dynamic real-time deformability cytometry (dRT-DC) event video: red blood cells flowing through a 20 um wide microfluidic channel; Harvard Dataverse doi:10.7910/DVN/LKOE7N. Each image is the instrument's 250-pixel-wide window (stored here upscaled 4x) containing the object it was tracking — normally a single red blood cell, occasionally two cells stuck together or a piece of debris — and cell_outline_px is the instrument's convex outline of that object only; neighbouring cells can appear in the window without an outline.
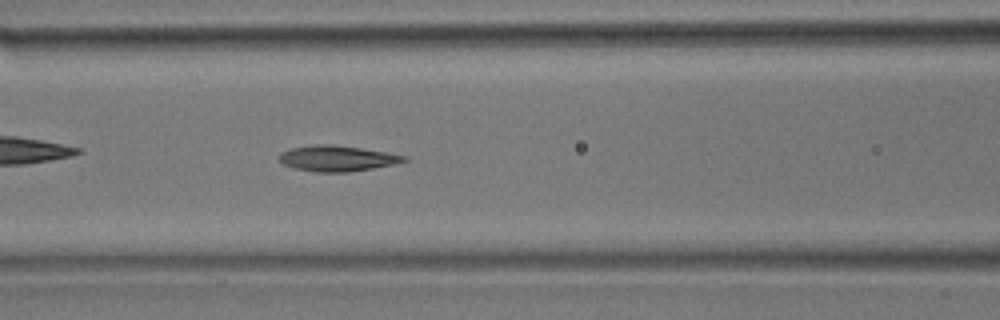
{"species": "common noctule bat (a hibernating species)", "species_latin": "Nyctalus noctula", "temperature_condition": "room temperature", "stored_images_in_passage": 37, "camera_frame_rate_fps": 3000, "um_per_image_px": 0.085, "animal": {"sex": "male", "body_mass_g": 17.9}, "frame": {"image": 1, "passage_image": 11, "time_ms": 3.333, "image_size_px": [1000, 320], "cell_outline_px": [[408, 160], [392, 164], [372, 168], [348, 172], [316, 172], [296, 168], [284, 164], [280, 160], [280, 152], [292, 148], [312, 144], [332, 144], [388, 152], [408, 156]], "centroid_in_image_um": [28.67, 13.45], "position_along_channel_um": 137.9, "area_um2": 18.55}}